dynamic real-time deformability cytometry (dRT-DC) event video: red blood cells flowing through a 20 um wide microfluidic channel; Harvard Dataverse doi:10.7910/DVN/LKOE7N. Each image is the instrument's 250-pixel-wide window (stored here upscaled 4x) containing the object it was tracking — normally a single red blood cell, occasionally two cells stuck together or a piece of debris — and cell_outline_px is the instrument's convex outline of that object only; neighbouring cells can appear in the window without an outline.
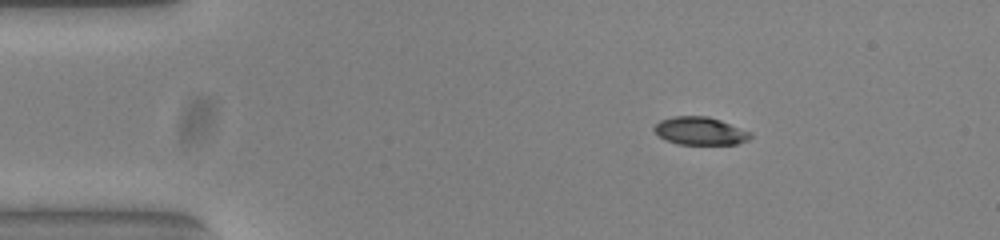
{"species": "common noctule bat (a hibernating species)", "species_latin": "Nyctalus noctula", "temperature_condition": "warm", "stored_images_in_passage": 46, "camera_frame_rate_fps": 3000, "um_per_image_px": 0.085, "animal": {"sex": "female", "body_mass_g": 23.0, "forearm_length_mm": 53.4}, "frame": {"image": 1, "passage_image": 1, "time_ms": 0.0, "image_size_px": [1000, 240], "cell_outline_px": [[752, 136], [748, 140], [736, 144], [680, 144], [668, 140], [660, 136], [652, 128], [660, 120], [672, 116], [708, 116], [720, 120], [752, 132]], "centroid_in_image_um": [59.53, 11.12], "position_along_channel_um": 25.5, "area_um2": 15.55}}
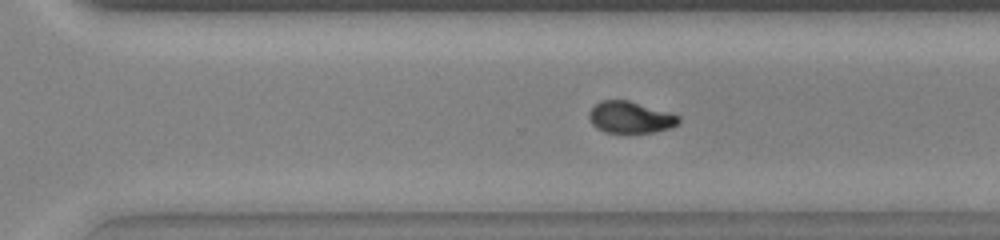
{"frame": {"image": 2, "passage_image": 29, "time_ms": 9.333, "image_size_px": [1000, 240], "cell_outline_px": [[680, 120], [676, 124], [668, 128], [652, 132], [608, 132], [592, 124], [588, 116], [588, 112], [600, 100], [628, 100], [680, 116]], "centroid_in_image_um": [53.55, 9.95], "position_along_channel_um": 317.1, "area_um2": 16.07}}
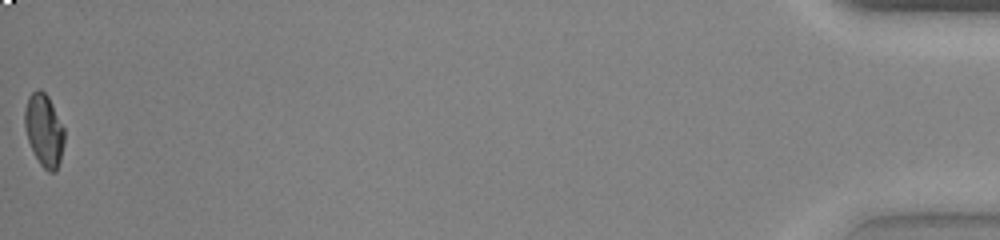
{"frame": {"image": 3, "passage_image": 46, "time_ms": 15.0, "image_size_px": [1000, 240], "cell_outline_px": [[64, 140], [60, 160], [56, 172], [48, 172], [40, 164], [28, 140], [24, 124], [24, 108], [28, 96], [32, 92], [40, 88], [48, 96], [64, 128]], "centroid_in_image_um": [3.73, 11.05], "position_along_channel_um": 431.5, "area_um2": 16.65}, "authors_computed_cell_mechanics": {"area_um2": 16.9643, "velocity_mm_per_s": 3.8505, "shape_relaxation_time_tau1_ms": 4.8518, "shape_relaxation_time_tau2_ms": 2.4124, "deformation_change_tau1": 0.1909, "deformation_change_tau2": 0.0429}}